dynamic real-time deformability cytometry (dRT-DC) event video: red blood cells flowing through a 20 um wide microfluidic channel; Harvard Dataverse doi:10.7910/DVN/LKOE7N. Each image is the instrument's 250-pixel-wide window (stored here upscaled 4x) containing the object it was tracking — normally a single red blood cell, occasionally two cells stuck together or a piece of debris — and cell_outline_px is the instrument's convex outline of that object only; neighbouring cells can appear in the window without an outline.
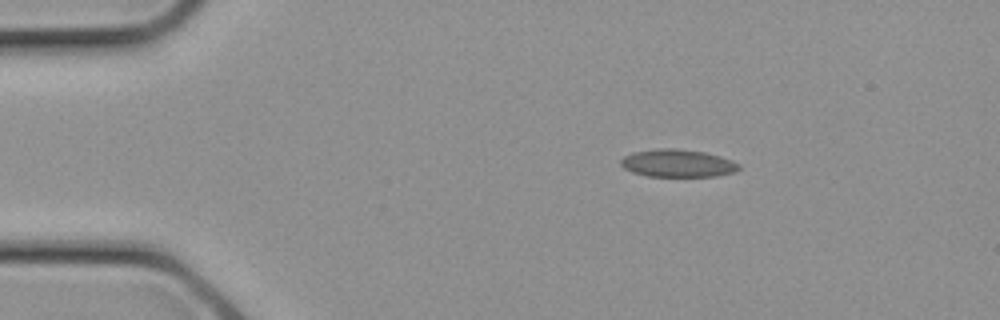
{"species": "common noctule bat (a hibernating species)", "species_latin": "Nyctalus noctula", "temperature_condition": "cold", "stored_images_in_passage": 5, "camera_frame_rate_fps": 3000, "um_per_image_px": 0.085, "animal": {"sex": "female", "body_mass_g": 21.9}, "frame": {"image": 1, "passage_image": 1, "time_ms": 0.0, "image_size_px": [1000, 320], "cell_outline_px": [[740, 168], [736, 172], [716, 176], [648, 176], [632, 172], [624, 168], [620, 164], [620, 160], [624, 156], [632, 152], [656, 148], [676, 148], [704, 152], [720, 156], [732, 160], [740, 164]], "centroid_in_image_um": [57.6, 13.87], "position_along_channel_um": 27.4, "area_um2": 19.19}}